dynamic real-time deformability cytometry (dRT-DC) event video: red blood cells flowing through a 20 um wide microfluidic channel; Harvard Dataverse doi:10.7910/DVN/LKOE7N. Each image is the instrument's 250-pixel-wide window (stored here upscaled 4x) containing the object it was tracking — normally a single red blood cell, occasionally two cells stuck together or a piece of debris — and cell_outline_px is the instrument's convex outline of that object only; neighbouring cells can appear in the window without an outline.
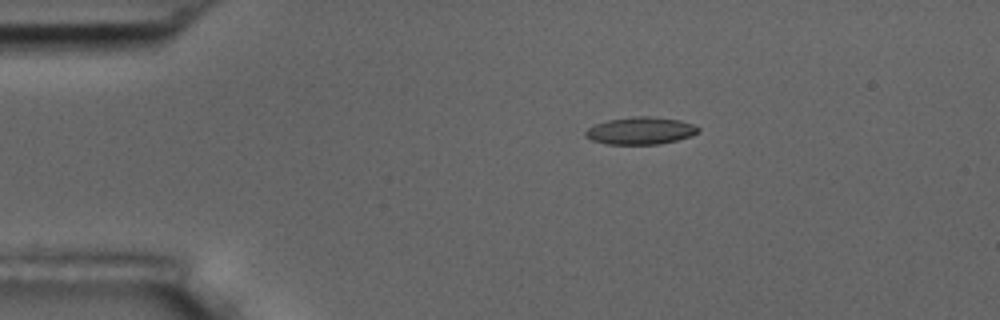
{"species": "common noctule bat (a hibernating species)", "species_latin": "Nyctalus noctula", "temperature_condition": "room temperature", "stored_images_in_passage": 5, "camera_frame_rate_fps": 3000, "um_per_image_px": 0.085, "animal": {"sex": "male", "body_mass_g": 17.5, "forearm_length_mm": 52.3}, "frame": {"image": 1, "passage_image": 3, "time_ms": 2.333, "image_size_px": [1000, 320], "cell_outline_px": [[700, 132], [692, 136], [660, 144], [604, 144], [592, 140], [584, 136], [584, 132], [588, 128], [596, 124], [608, 120], [632, 116], [652, 116], [680, 120], [692, 124], [700, 128]], "centroid_in_image_um": [54.45, 11.11], "position_along_channel_um": 30.5, "area_um2": 18.09}}